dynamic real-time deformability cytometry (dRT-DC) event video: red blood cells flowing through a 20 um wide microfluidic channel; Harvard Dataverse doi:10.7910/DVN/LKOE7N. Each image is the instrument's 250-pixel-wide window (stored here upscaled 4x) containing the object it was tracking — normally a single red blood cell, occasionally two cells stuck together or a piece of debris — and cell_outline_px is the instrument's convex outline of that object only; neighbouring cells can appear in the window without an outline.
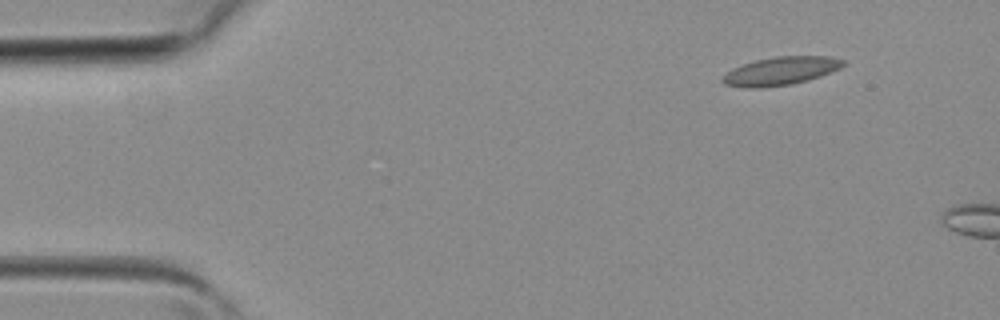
{"species": "common noctule bat (a hibernating species)", "species_latin": "Nyctalus noctula", "temperature_condition": "room temperature", "stored_images_in_passage": 2, "camera_frame_rate_fps": 3000, "um_per_image_px": 0.085, "animal": {"sex": "female", "body_mass_g": 19.3, "forearm_length_mm": 54.1}, "frame": {"image": 1, "passage_image": 1, "time_ms": 0.0, "image_size_px": [1000, 320], "cell_outline_px": [[844, 64], [840, 68], [820, 76], [788, 84], [760, 88], [748, 88], [724, 84], [720, 80], [732, 68], [756, 60], [776, 56], [832, 56], [844, 60]], "centroid_in_image_um": [66.35, 6.02], "position_along_channel_um": 18.7, "area_um2": 19.54}}